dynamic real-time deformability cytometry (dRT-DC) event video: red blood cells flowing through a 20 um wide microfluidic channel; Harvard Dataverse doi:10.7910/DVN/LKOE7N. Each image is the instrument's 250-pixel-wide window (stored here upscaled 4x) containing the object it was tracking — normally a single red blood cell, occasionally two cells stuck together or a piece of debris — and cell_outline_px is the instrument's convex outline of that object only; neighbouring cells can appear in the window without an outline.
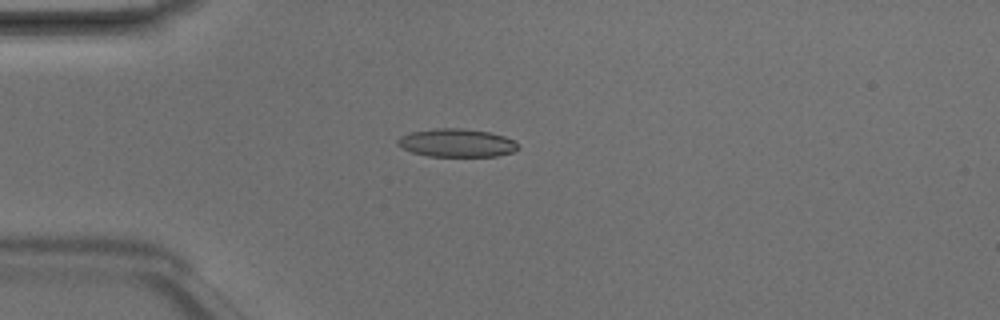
{"species": "Egyptian fruit bat (a non-hibernating species)", "species_latin": "Rousettus aegyptiacus", "temperature_condition": "room temperature", "stored_images_in_passage": 4, "camera_frame_rate_fps": 3000, "um_per_image_px": 0.085, "animal": {"sex": "male"}, "frame": {"image": 1, "passage_image": 4, "time_ms": 1.0, "image_size_px": [1000, 320], "cell_outline_px": [[520, 148], [512, 152], [496, 156], [428, 156], [412, 152], [400, 148], [396, 144], [396, 140], [400, 136], [412, 132], [436, 128], [460, 128], [488, 132], [504, 136], [512, 140]], "centroid_in_image_um": [38.77, 12.15], "position_along_channel_um": 46.2, "area_um2": 19.71}}